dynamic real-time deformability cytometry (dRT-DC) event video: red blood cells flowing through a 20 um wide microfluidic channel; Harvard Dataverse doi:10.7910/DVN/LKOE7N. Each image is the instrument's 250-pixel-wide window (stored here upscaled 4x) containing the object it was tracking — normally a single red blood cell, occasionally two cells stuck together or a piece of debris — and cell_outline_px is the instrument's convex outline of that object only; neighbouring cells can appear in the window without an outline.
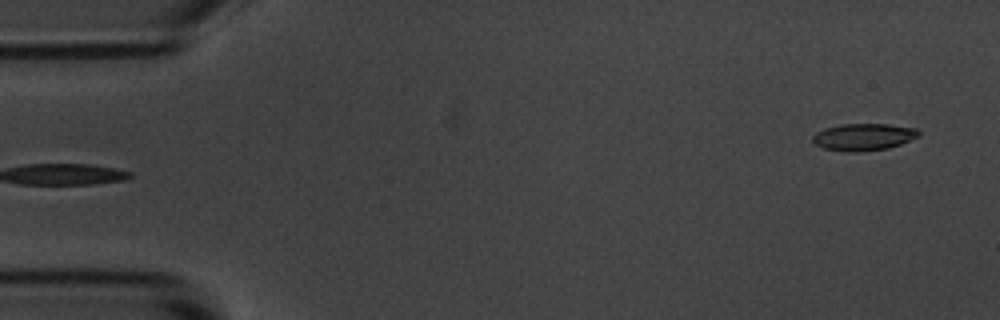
{"species": "common noctule bat (a hibernating species)", "species_latin": "Nyctalus noctula", "temperature_condition": "room temperature", "stored_images_in_passage": 4, "segment_of_instrument_passage": [2, 2], "camera_frame_rate_fps": 3000, "um_per_image_px": 0.085, "animal": {"sex": "male", "body_mass_g": 20.1, "forearm_length_mm": 53.5}, "frame": {"image": 1, "passage_image": 4, "time_ms": 3.667, "image_size_px": [1000, 320], "cell_outline_px": [[920, 136], [900, 144], [888, 148], [860, 152], [848, 152], [824, 148], [816, 144], [812, 140], [812, 136], [816, 132], [824, 128], [840, 124], [888, 124], [916, 128], [920, 132]], "centroid_in_image_um": [73.4, 11.64], "position_along_channel_um": 11.6, "area_um2": 16.76}}